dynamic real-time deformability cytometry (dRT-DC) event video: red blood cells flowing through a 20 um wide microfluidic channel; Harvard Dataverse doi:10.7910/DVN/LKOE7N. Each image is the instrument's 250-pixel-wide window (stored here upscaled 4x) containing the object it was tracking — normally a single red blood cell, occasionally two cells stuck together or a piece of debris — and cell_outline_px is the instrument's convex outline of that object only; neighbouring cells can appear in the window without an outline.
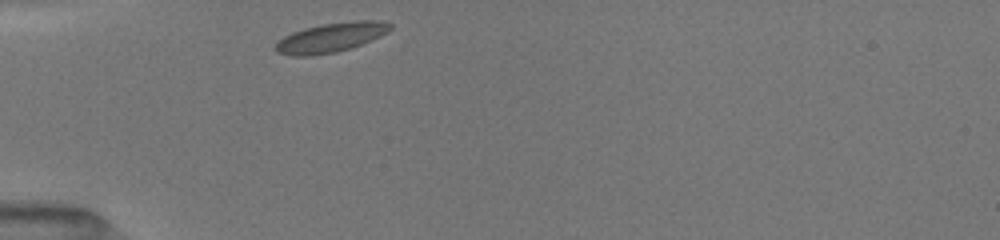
{"species": "common noctule bat (a hibernating species)", "species_latin": "Nyctalus noctula", "temperature_condition": "room temperature", "stored_images_in_passage": 3, "camera_frame_rate_fps": 3000, "um_per_image_px": 0.085, "animal": {"sex": "female", "body_mass_g": 19.5, "forearm_length_mm": 54.1}, "frame": {"image": 1, "passage_image": 1, "time_ms": 0.0, "image_size_px": [1000, 240], "cell_outline_px": [[392, 28], [388, 32], [372, 40], [352, 48], [336, 52], [312, 56], [292, 56], [276, 52], [272, 48], [284, 36], [292, 32], [304, 28], [324, 24], [352, 20], [384, 20], [392, 24]], "centroid_in_image_um": [28.15, 3.19], "position_along_channel_um": 56.9, "area_um2": 20.0}}